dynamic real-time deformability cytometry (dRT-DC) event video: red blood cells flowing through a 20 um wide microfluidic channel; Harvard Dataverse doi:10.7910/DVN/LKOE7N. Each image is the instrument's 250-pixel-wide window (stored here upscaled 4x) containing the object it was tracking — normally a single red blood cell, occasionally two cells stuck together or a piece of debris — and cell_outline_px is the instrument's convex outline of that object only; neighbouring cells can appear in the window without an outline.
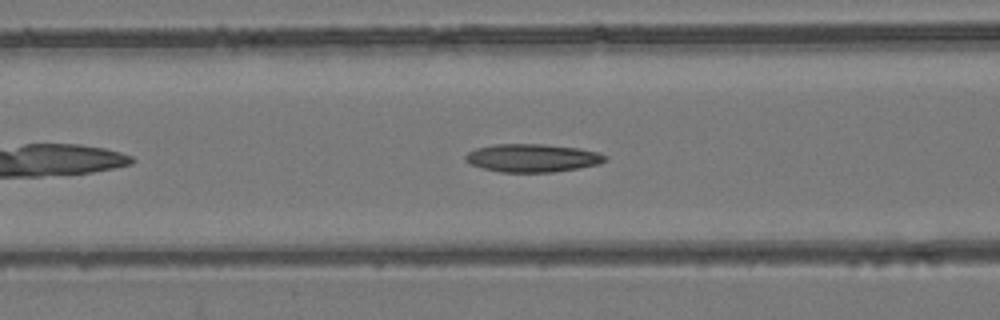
{"species": "common noctule bat (a hibernating species)", "species_latin": "Nyctalus noctula", "temperature_condition": "room temperature", "stored_images_in_passage": 41, "camera_frame_rate_fps": 3000, "um_per_image_px": 0.085, "animal": {"sex": "female", "body_mass_g": 24.6, "forearm_length_mm": 56.2}, "frame": {"image": 1, "passage_image": 9, "time_ms": 2.667, "image_size_px": [1000, 320], "cell_outline_px": [[608, 160], [600, 164], [552, 172], [500, 172], [484, 168], [472, 164], [464, 160], [464, 156], [468, 152], [476, 148], [492, 144], [544, 144], [580, 148], [600, 152], [608, 156]], "centroid_in_image_um": [45.29, 13.41], "position_along_channel_um": 121.3, "area_um2": 23.0}}
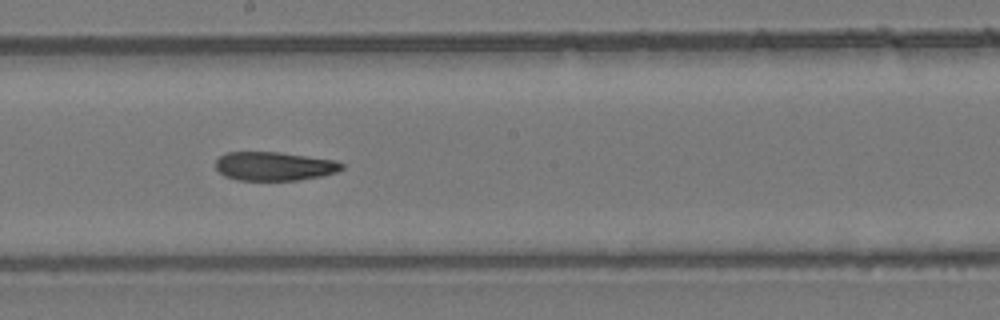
{"frame": {"image": 2, "passage_image": 17, "time_ms": 5.333, "image_size_px": [1000, 320], "cell_outline_px": [[344, 168], [336, 172], [320, 176], [296, 180], [236, 180], [224, 176], [216, 168], [216, 160], [220, 156], [228, 152], [276, 152], [336, 160], [344, 164]], "centroid_in_image_um": [23.3, 14.13], "position_along_channel_um": 224.9, "area_um2": 21.04}}
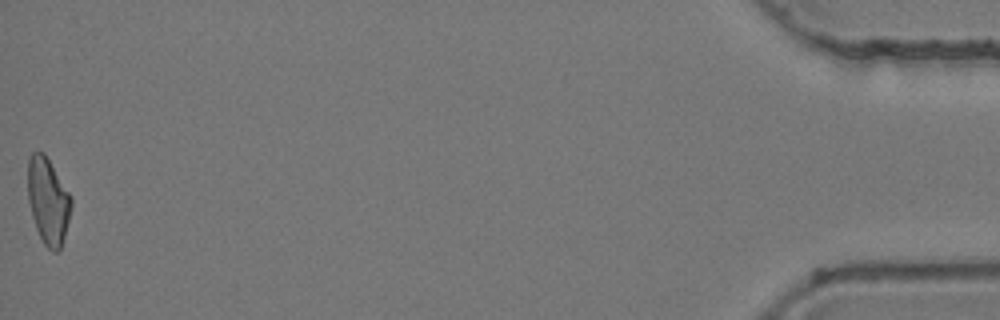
{"frame": {"image": 3, "passage_image": 41, "time_ms": 13.333, "image_size_px": [1000, 320], "cell_outline_px": [[72, 204], [64, 236], [60, 248], [56, 252], [52, 252], [44, 244], [36, 228], [32, 216], [28, 200], [28, 156], [32, 152], [44, 152], [72, 196]], "centroid_in_image_um": [4.08, 17.05], "position_along_channel_um": 431.1, "area_um2": 21.79}, "authors_computed_cell_mechanics": {"area_um2": 22.1374, "velocity_mm_per_s": 3.8832, "shape_relaxation_time_tau1_ms": 6.818, "shape_relaxation_time_tau2_ms": 6.0773, "deformation_change_tau1": 0.1965, "deformation_change_tau2": 0.1529}}